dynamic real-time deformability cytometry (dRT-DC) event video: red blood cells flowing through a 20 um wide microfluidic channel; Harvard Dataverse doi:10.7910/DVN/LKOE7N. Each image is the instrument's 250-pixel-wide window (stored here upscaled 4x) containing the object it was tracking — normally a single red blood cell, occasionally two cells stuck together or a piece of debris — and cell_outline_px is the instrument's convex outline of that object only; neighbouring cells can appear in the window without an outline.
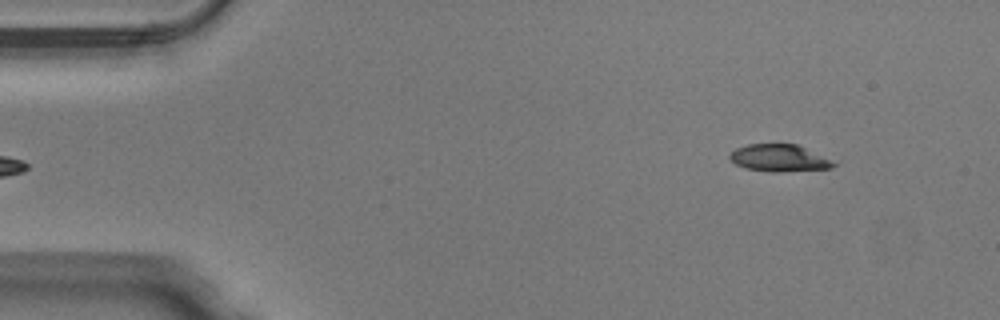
{"species": "Egyptian fruit bat (a non-hibernating species)", "species_latin": "Rousettus aegyptiacus", "temperature_condition": "warm", "stored_images_in_passage": 46, "camera_frame_rate_fps": 3000, "um_per_image_px": 0.085, "animal": {"sex": "male"}, "frame": {"image": 1, "passage_image": 2, "time_ms": 0.333, "image_size_px": [1000, 320], "cell_outline_px": [[836, 164], [832, 168], [780, 172], [772, 172], [744, 168], [736, 164], [728, 156], [736, 148], [748, 144], [796, 144]], "centroid_in_image_um": [66.16, 13.44], "position_along_channel_um": 18.8, "area_um2": 15.95}}
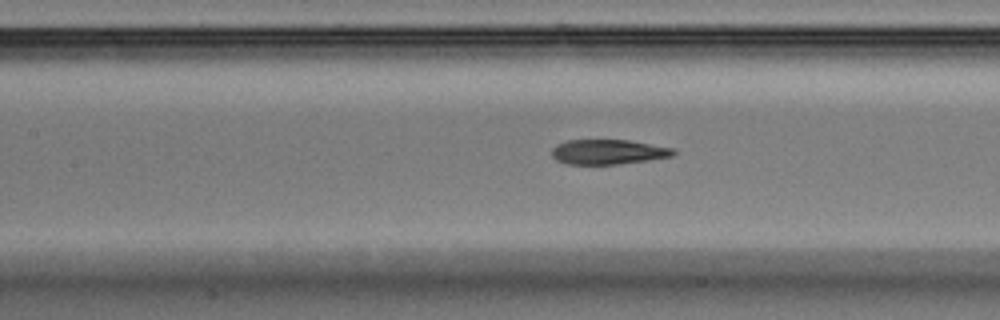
{"frame": {"image": 2, "passage_image": 19, "time_ms": 6.0, "image_size_px": [1000, 320], "cell_outline_px": [[676, 152], [672, 156], [648, 160], [616, 164], [568, 164], [556, 160], [552, 156], [552, 148], [556, 144], [568, 140], [628, 140], [672, 148]], "centroid_in_image_um": [51.65, 12.91], "position_along_channel_um": 155.7, "area_um2": 17.46}}
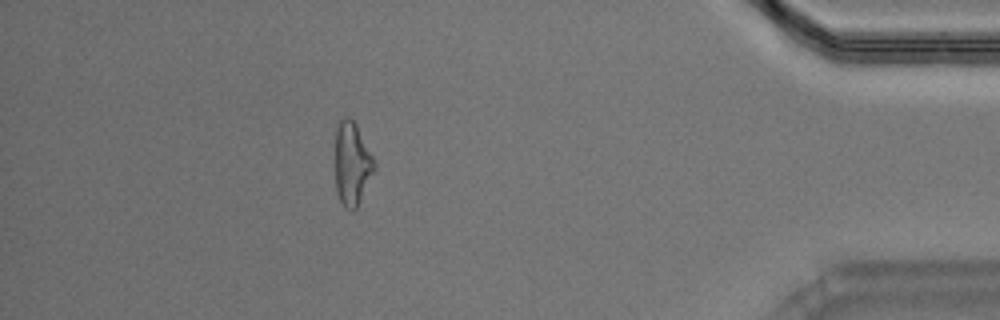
{"frame": {"image": 3, "passage_image": 41, "time_ms": 13.333, "image_size_px": [1000, 320], "cell_outline_px": [[376, 168], [356, 208], [352, 212], [344, 208], [336, 192], [336, 128], [340, 120], [344, 116], [352, 120], [356, 124], [376, 164]], "centroid_in_image_um": [29.92, 13.95], "position_along_channel_um": 405.3, "area_um2": 18.79}, "authors_computed_cell_mechanics": {"area_um2": 18.5538, "velocity_mm_per_s": 4.0407, "shape_relaxation_time_tau1_ms": 9.7773, "shape_relaxation_time_tau2_ms": 2.2727, "deformation_change_tau1": 0.2822, "deformation_change_tau2": 0.1038}}